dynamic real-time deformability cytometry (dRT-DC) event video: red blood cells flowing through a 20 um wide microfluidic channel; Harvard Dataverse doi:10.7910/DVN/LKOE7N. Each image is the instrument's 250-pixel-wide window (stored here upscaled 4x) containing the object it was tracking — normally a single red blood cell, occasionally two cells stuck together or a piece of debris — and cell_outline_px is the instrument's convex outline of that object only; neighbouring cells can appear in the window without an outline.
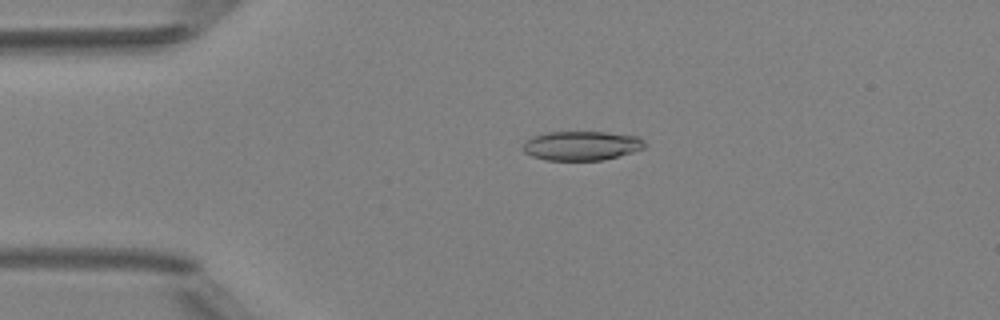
{"species": "Egyptian fruit bat (a non-hibernating species)", "species_latin": "Rousettus aegyptiacus", "temperature_condition": "room temperature", "stored_images_in_passage": 5, "camera_frame_rate_fps": 3000, "um_per_image_px": 0.085, "animal": {"sex": "female"}, "frame": {"image": 1, "passage_image": 4, "time_ms": 3.333, "image_size_px": [1000, 320], "cell_outline_px": [[644, 148], [632, 152], [604, 160], [544, 160], [532, 156], [524, 152], [520, 148], [524, 140], [532, 136], [548, 132], [608, 132], [636, 136], [644, 140]], "centroid_in_image_um": [49.37, 12.38], "position_along_channel_um": 35.6, "area_um2": 20.92}}